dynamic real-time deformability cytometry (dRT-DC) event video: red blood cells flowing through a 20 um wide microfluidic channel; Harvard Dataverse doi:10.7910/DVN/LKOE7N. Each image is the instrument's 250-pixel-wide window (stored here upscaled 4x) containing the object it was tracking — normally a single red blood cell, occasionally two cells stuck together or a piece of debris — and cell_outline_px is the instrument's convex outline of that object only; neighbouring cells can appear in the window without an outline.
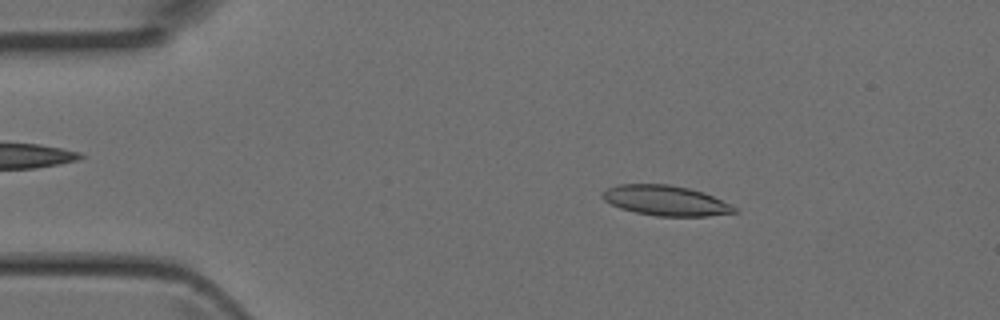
{"species": "Egyptian fruit bat (a non-hibernating species)", "species_latin": "Rousettus aegyptiacus", "temperature_condition": "room temperature", "stored_images_in_passage": 3, "camera_frame_rate_fps": 3000, "um_per_image_px": 0.085, "animal": {"sex": "female"}, "frame": {"image": 1, "passage_image": 2, "time_ms": 0.333, "image_size_px": [1000, 320], "cell_outline_px": [[740, 212], [708, 216], [656, 216], [636, 212], [620, 208], [604, 200], [600, 196], [600, 192], [608, 188], [620, 184], [668, 184], [688, 188], [704, 192], [732, 204]], "centroid_in_image_um": [56.6, 17.05], "position_along_channel_um": 28.4, "area_um2": 23.29}}